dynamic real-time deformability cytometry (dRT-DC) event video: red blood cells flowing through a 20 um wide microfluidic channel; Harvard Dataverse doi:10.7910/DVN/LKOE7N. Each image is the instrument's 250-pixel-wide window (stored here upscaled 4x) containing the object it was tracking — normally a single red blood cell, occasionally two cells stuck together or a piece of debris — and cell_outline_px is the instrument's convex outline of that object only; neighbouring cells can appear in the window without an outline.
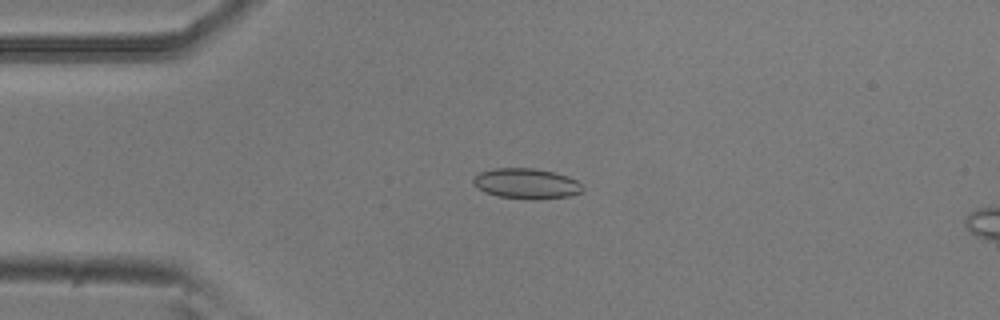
{"species": "common noctule bat (a hibernating species)", "species_latin": "Nyctalus noctula", "temperature_condition": "room temperature", "stored_images_in_passage": 17, "camera_frame_rate_fps": 3000, "um_per_image_px": 0.085, "animal": {"sex": "male", "body_mass_g": 20.5, "forearm_length_mm": 52.5}, "frame": {"image": 1, "passage_image": 1, "time_ms": 0.0, "image_size_px": [1000, 320], "cell_outline_px": [[584, 188], [580, 192], [568, 196], [532, 200], [500, 196], [484, 192], [476, 188], [472, 184], [472, 180], [480, 172], [492, 168], [532, 168], [552, 172], [568, 176], [576, 180]], "centroid_in_image_um": [44.7, 15.6], "position_along_channel_um": 40.3, "area_um2": 19.31}}
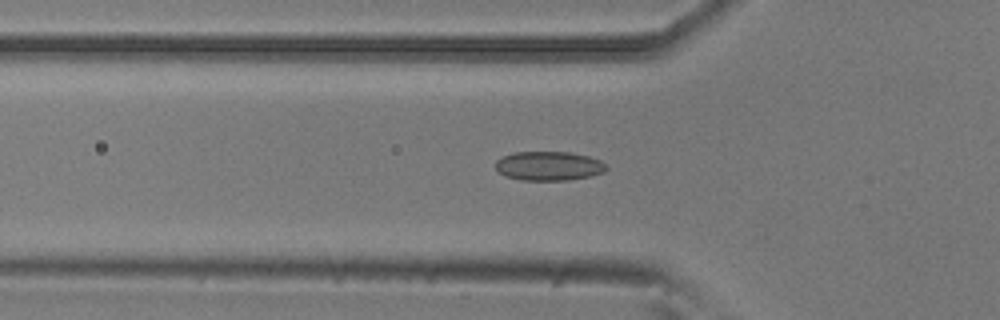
{"frame": {"image": 2, "passage_image": 6, "time_ms": 1.667, "image_size_px": [1000, 320], "cell_outline_px": [[608, 168], [604, 172], [592, 176], [568, 180], [520, 180], [504, 176], [496, 168], [496, 160], [504, 156], [516, 152], [568, 152], [588, 156], [600, 160]], "centroid_in_image_um": [46.66, 14.11], "position_along_channel_um": 79.1, "area_um2": 18.79}}
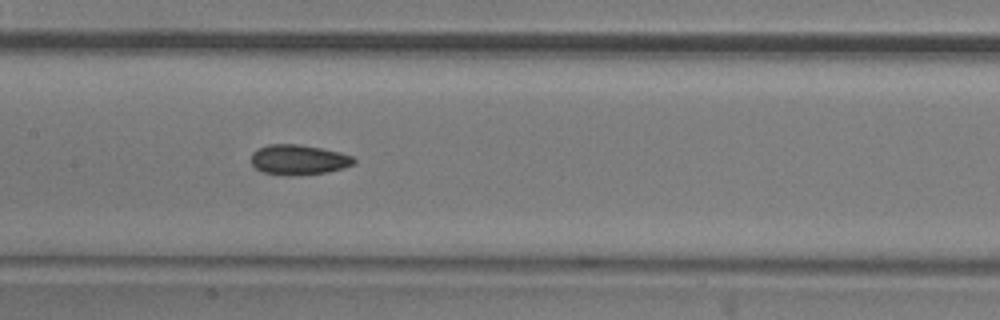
{"frame": {"image": 3, "passage_image": 14, "time_ms": 4.333, "image_size_px": [1000, 320], "cell_outline_px": [[356, 160], [352, 164], [344, 168], [328, 172], [292, 176], [288, 176], [264, 172], [256, 168], [252, 164], [252, 152], [268, 144], [300, 144], [340, 152], [352, 156]], "centroid_in_image_um": [25.39, 13.58], "position_along_channel_um": 182.0, "area_um2": 17.98}}